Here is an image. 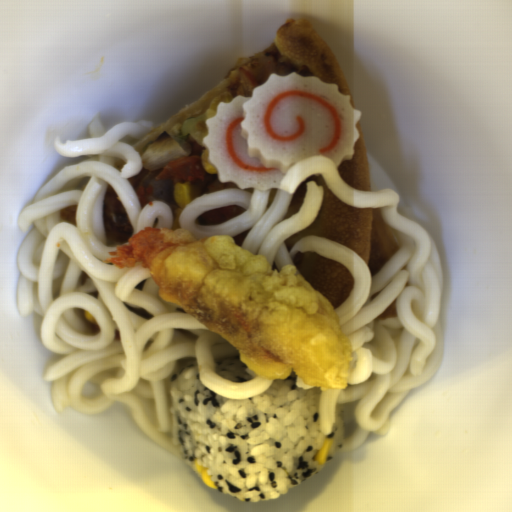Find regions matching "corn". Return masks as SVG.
<instances>
[{"instance_id":"corn-3","label":"corn","mask_w":512,"mask_h":512,"mask_svg":"<svg viewBox=\"0 0 512 512\" xmlns=\"http://www.w3.org/2000/svg\"><path fill=\"white\" fill-rule=\"evenodd\" d=\"M193 465L195 472L200 475L203 485L215 490L216 486L215 483L212 482L211 476L208 474V469L200 465L199 459H195Z\"/></svg>"},{"instance_id":"corn-4","label":"corn","mask_w":512,"mask_h":512,"mask_svg":"<svg viewBox=\"0 0 512 512\" xmlns=\"http://www.w3.org/2000/svg\"><path fill=\"white\" fill-rule=\"evenodd\" d=\"M209 149H203L200 160L207 174L219 175L217 167L208 162Z\"/></svg>"},{"instance_id":"corn-1","label":"corn","mask_w":512,"mask_h":512,"mask_svg":"<svg viewBox=\"0 0 512 512\" xmlns=\"http://www.w3.org/2000/svg\"><path fill=\"white\" fill-rule=\"evenodd\" d=\"M199 189L195 181H176L174 197L180 208H185L198 196Z\"/></svg>"},{"instance_id":"corn-2","label":"corn","mask_w":512,"mask_h":512,"mask_svg":"<svg viewBox=\"0 0 512 512\" xmlns=\"http://www.w3.org/2000/svg\"><path fill=\"white\" fill-rule=\"evenodd\" d=\"M333 446L334 440H325L322 447L314 457L315 463H318L320 465H325L326 463H328V455Z\"/></svg>"},{"instance_id":"corn-5","label":"corn","mask_w":512,"mask_h":512,"mask_svg":"<svg viewBox=\"0 0 512 512\" xmlns=\"http://www.w3.org/2000/svg\"><path fill=\"white\" fill-rule=\"evenodd\" d=\"M83 316L88 322H92V323L96 324V319L88 310H84Z\"/></svg>"}]
</instances>
